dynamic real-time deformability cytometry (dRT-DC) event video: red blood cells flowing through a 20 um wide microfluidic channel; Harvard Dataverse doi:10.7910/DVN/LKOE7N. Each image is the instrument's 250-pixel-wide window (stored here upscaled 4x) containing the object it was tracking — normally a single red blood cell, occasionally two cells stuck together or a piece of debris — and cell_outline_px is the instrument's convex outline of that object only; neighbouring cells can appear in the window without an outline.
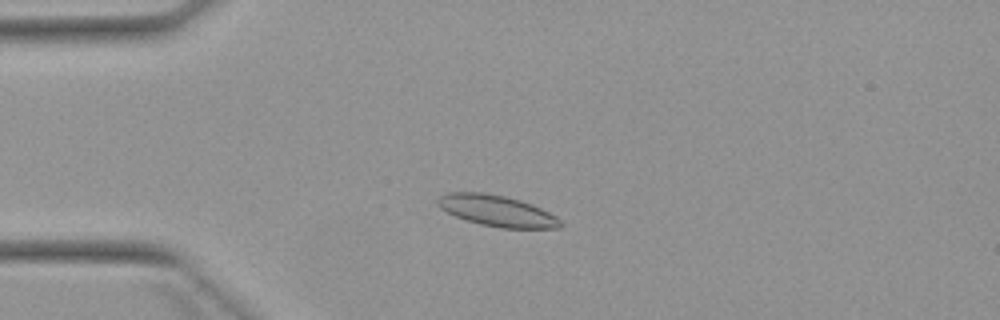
{"species": "Egyptian fruit bat (a non-hibernating species)", "species_latin": "Rousettus aegyptiacus", "temperature_condition": "warm", "stored_images_in_passage": 7, "segment_of_instrument_passage": [1, 2], "camera_frame_rate_fps": 3000, "um_per_image_px": 0.085, "animal": {"sex": "female"}, "frame": {"image": 1, "passage_image": 4, "time_ms": 3.667, "image_size_px": [1000, 320], "cell_outline_px": [[564, 224], [560, 228], [500, 228], [480, 224], [456, 216], [440, 208], [436, 204], [436, 200], [440, 196], [448, 192], [484, 192], [504, 196], [520, 200], [532, 204], [556, 216]], "centroid_in_image_um": [42.24, 17.91], "position_along_channel_um": 42.8, "area_um2": 22.2}}
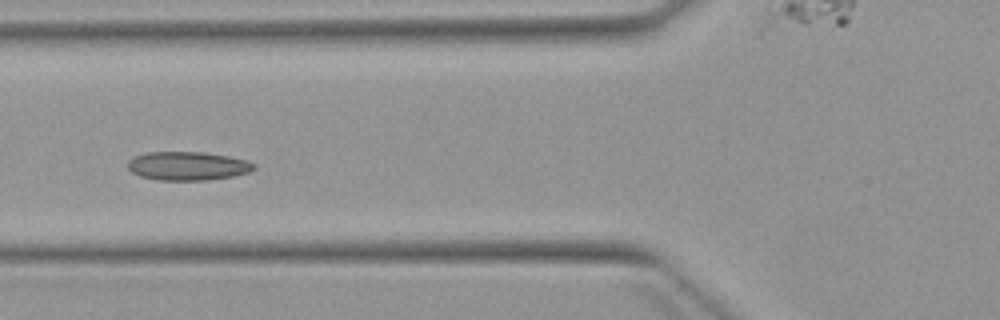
{"frame": {"image": 2, "passage_image": 6, "time_ms": 6.0, "image_size_px": [1000, 320], "cell_outline_px": [[256, 168], [248, 172], [232, 176], [208, 180], [156, 180], [140, 176], [132, 172], [128, 168], [128, 160], [136, 156], [148, 152], [204, 152], [228, 156], [244, 160], [256, 164]], "centroid_in_image_um": [15.94, 14.11], "position_along_channel_um": 109.9, "area_um2": 20.98}}